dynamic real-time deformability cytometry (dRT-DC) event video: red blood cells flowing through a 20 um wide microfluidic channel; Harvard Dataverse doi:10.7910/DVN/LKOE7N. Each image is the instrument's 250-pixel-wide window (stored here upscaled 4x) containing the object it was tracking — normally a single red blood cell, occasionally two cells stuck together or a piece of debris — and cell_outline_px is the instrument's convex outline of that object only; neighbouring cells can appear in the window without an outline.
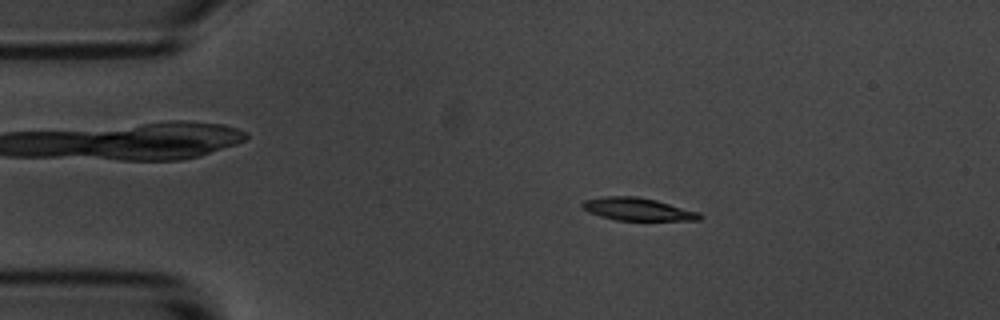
{"species": "common noctule bat (a hibernating species)", "species_latin": "Nyctalus noctula", "temperature_condition": "room temperature", "stored_images_in_passage": 56, "camera_frame_rate_fps": 3000, "um_per_image_px": 0.085, "animal": {"sex": "male", "body_mass_g": 20.1, "forearm_length_mm": 53.5}, "frame": {"image": 1, "passage_image": 10, "time_ms": 3.0, "image_size_px": [1000, 320], "cell_outline_px": [[704, 216], [700, 220], [616, 220], [600, 216], [588, 212], [580, 204], [584, 200], [604, 196], [636, 196], [656, 200], [700, 212]], "centroid_in_image_um": [54.21, 17.78], "position_along_channel_um": 30.8, "area_um2": 15.55}}
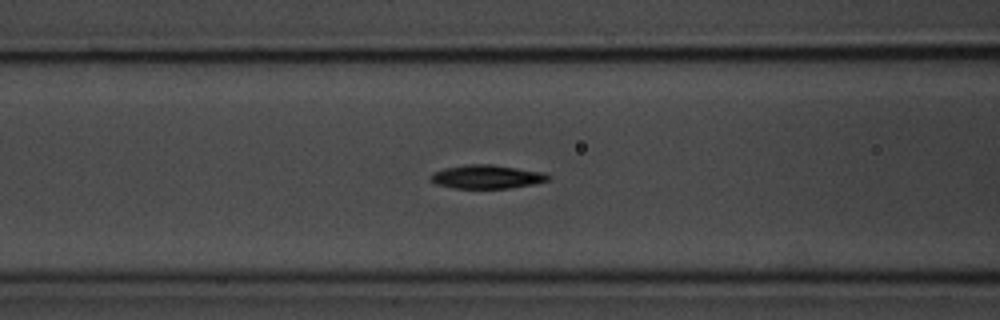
{"frame": {"image": 2, "passage_image": 22, "time_ms": 7.0, "image_size_px": [1000, 320], "cell_outline_px": [[552, 176], [548, 180], [532, 184], [512, 188], [452, 188], [436, 184], [428, 176], [432, 172], [444, 168], [468, 164], [492, 164], [544, 172]], "centroid_in_image_um": [41.36, 15.02], "position_along_channel_um": 125.2, "area_um2": 16.3}}
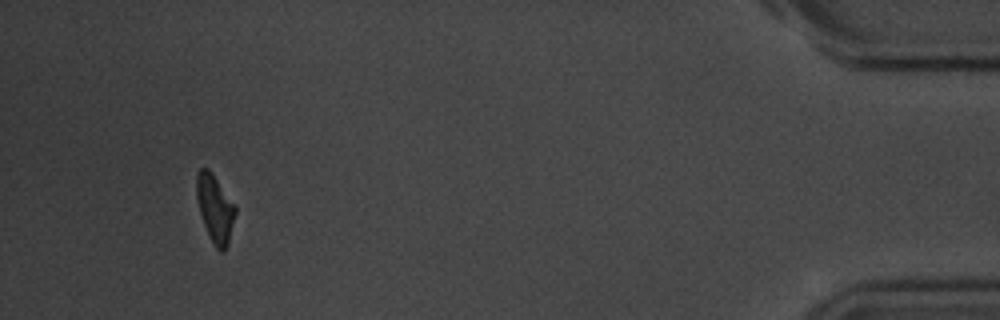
{"frame": {"image": 3, "passage_image": 53, "time_ms": 17.333, "image_size_px": [1000, 320], "cell_outline_px": [[236, 212], [228, 244], [224, 252], [220, 252], [216, 248], [204, 224], [200, 212], [196, 196], [196, 172], [200, 168], [208, 168], [236, 208]], "centroid_in_image_um": [18.26, 17.72], "position_along_channel_um": 416.9, "area_um2": 14.85}, "authors_computed_cell_mechanics": {"area_um2": 15.7505, "velocity_mm_per_s": 3.5182, "shape_relaxation_time_tau1_ms": 2.7984, "shape_relaxation_time_tau2_ms": 6.839, "deformation_change_tau1": 0.1262, "deformation_change_tau2": 0.1203}}